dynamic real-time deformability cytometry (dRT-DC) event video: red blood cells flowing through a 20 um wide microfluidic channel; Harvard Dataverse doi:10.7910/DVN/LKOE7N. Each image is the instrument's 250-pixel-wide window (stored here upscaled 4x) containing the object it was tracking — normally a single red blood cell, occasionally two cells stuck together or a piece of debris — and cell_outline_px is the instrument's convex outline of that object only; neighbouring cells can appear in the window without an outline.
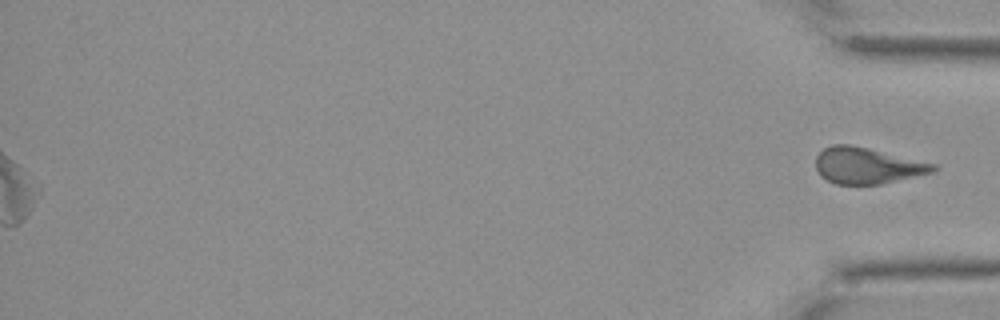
{"species": "Egyptian fruit bat (a non-hibernating species)", "species_latin": "Rousettus aegyptiacus", "temperature_condition": "cold", "stored_images_in_passage": 61, "segment_of_instrument_passage": [2, 2], "camera_frame_rate_fps": 3000, "um_per_image_px": 0.085, "animal": {"sex": "female"}, "frame": {"image": 1, "passage_image": 61, "time_ms": 20.0, "image_size_px": [1000, 320], "cell_outline_px": [[940, 168], [936, 172], [880, 184], [836, 184], [820, 176], [816, 168], [816, 156], [824, 148], [832, 144], [848, 144], [868, 148], [936, 164]], "centroid_in_image_um": [73.74, 14.08], "position_along_channel_um": 361.5, "area_um2": 24.8}}